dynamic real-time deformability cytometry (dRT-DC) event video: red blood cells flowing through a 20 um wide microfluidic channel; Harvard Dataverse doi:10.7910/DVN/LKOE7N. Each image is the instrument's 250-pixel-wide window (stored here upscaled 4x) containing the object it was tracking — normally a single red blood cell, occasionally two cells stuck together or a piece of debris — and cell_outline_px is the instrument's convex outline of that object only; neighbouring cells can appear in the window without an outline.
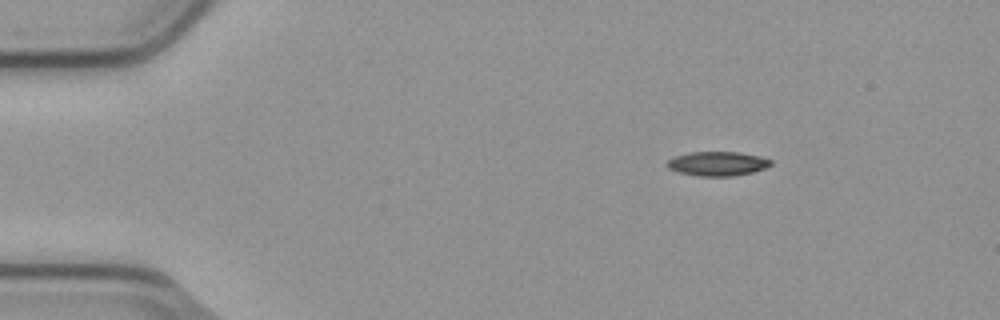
{"species": "common noctule bat (a hibernating species)", "species_latin": "Nyctalus noctula", "temperature_condition": "cold", "stored_images_in_passage": 3, "camera_frame_rate_fps": 3000, "um_per_image_px": 0.085, "animal": {"sex": "male", "body_mass_g": 23.1, "forearm_length_mm": 52.7}, "frame": {"image": 1, "passage_image": 1, "time_ms": 0.0, "image_size_px": [1000, 320], "cell_outline_px": [[772, 164], [768, 168], [752, 172], [732, 176], [700, 176], [680, 172], [668, 168], [664, 164], [668, 160], [676, 156], [692, 152], [740, 152], [760, 156], [772, 160]], "centroid_in_image_um": [61.02, 13.91], "position_along_channel_um": 24.0, "area_um2": 14.68}}